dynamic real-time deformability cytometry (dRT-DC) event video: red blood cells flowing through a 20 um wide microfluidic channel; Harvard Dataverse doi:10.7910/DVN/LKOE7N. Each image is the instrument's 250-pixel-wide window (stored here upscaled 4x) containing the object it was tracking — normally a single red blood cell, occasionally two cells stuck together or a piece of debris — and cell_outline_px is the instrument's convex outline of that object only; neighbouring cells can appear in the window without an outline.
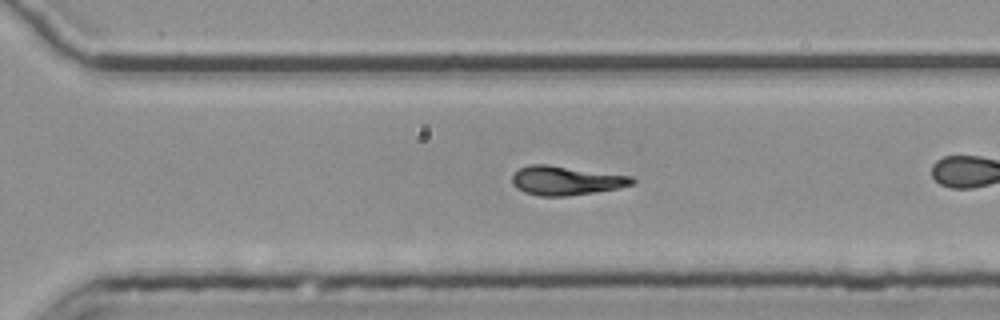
{"species": "common noctule bat (a hibernating species)", "species_latin": "Nyctalus noctula", "temperature_condition": "room temperature", "stored_images_in_passage": 41, "camera_frame_rate_fps": 3000, "um_per_image_px": 0.085, "animal": {"sex": "female", "body_mass_g": 25.1}, "frame": {"image": 1, "passage_image": 24, "time_ms": 7.667, "image_size_px": [1000, 320], "cell_outline_px": [[636, 180], [632, 184], [620, 188], [596, 192], [568, 196], [540, 196], [524, 192], [516, 188], [512, 184], [512, 176], [520, 168], [532, 164], [548, 164], [632, 176]], "centroid_in_image_um": [48.11, 15.35], "position_along_channel_um": 322.5, "area_um2": 20.4}, "authors_computed_cell_mechanics": {"area_um2": 19.5942, "velocity_mm_per_s": 3.7726, "shape_relaxation_time_tau1_ms": null, "shape_relaxation_time_tau2_ms": 5.1955, "deformation_change_tau1": null, "deformation_change_tau2": 0.1227}}